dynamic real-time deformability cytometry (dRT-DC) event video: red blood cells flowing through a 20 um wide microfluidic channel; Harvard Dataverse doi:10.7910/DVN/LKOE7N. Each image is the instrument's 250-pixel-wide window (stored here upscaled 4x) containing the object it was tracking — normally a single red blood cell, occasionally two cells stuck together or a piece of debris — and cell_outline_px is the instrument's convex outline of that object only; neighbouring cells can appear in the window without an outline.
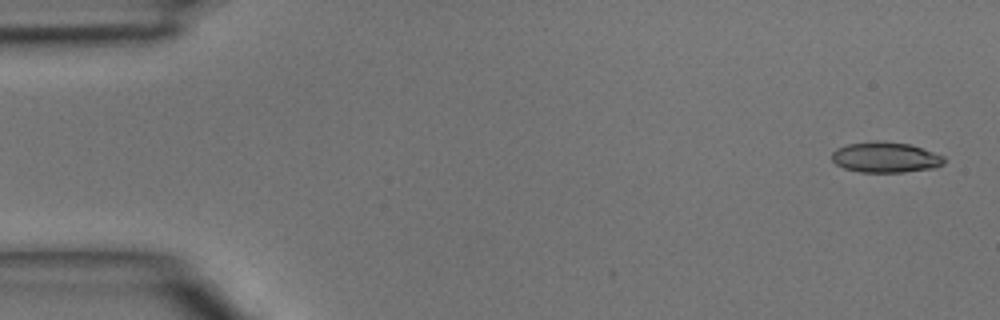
{"species": "common noctule bat (a hibernating species)", "species_latin": "Nyctalus noctula", "temperature_condition": "room temperature", "stored_images_in_passage": 4, "camera_frame_rate_fps": 3000, "um_per_image_px": 0.085, "animal": {"sex": "male", "body_mass_g": 15.6}, "frame": {"image": 1, "passage_image": 1, "time_ms": 0.0, "image_size_px": [1000, 320], "cell_outline_px": [[948, 160], [944, 164], [936, 168], [904, 172], [860, 172], [844, 168], [836, 164], [832, 160], [832, 152], [836, 148], [848, 144], [912, 144], [944, 156]], "centroid_in_image_um": [75.34, 13.43], "position_along_channel_um": 9.7, "area_um2": 19.36}}
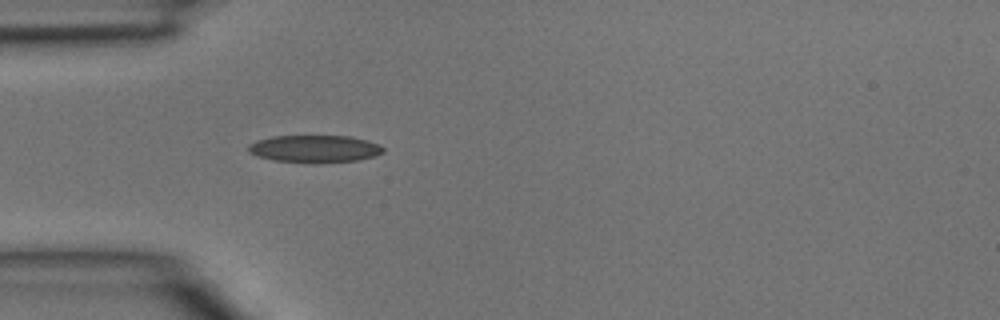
{"frame": {"image": 2, "passage_image": 4, "time_ms": 1.0, "image_size_px": [1000, 320], "cell_outline_px": [[384, 152], [372, 156], [356, 160], [276, 160], [260, 156], [248, 152], [248, 144], [256, 140], [272, 136], [352, 136], [368, 140], [384, 148]], "centroid_in_image_um": [26.72, 12.58], "position_along_channel_um": 58.3, "area_um2": 20.35}}